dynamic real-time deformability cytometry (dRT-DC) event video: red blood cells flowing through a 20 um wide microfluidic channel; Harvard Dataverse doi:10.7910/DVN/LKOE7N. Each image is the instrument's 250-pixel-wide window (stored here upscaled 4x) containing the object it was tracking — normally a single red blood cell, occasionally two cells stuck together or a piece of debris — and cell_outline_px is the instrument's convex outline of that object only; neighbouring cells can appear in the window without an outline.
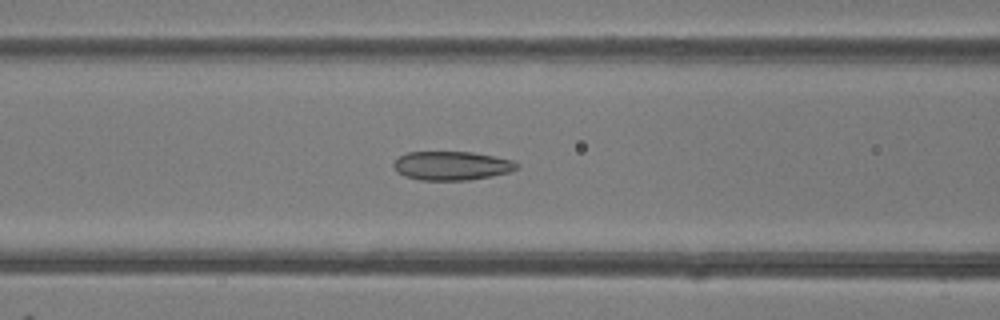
{"species": "common noctule bat (a hibernating species)", "species_latin": "Nyctalus noctula", "temperature_condition": "room temperature", "stored_images_in_passage": 44, "camera_frame_rate_fps": 3000, "um_per_image_px": 0.085, "animal": {"sex": "female"}, "frame": {"image": 1, "passage_image": 18, "time_ms": 5.667, "image_size_px": [1000, 320], "cell_outline_px": [[520, 164], [516, 168], [508, 172], [492, 176], [468, 180], [420, 180], [404, 176], [392, 164], [400, 156], [408, 152], [472, 152], [512, 160]], "centroid_in_image_um": [38.4, 14.09], "position_along_channel_um": 128.2, "area_um2": 20.46}}
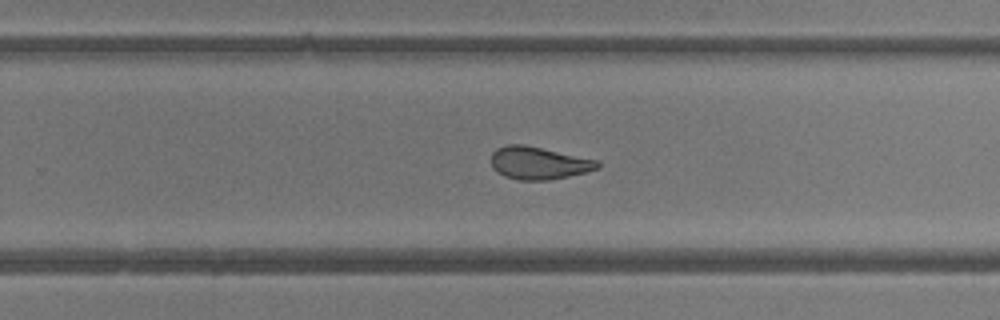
{"frame": {"image": 2, "passage_image": 29, "time_ms": 9.333, "image_size_px": [1000, 320], "cell_outline_px": [[600, 168], [568, 176], [548, 180], [520, 180], [504, 176], [496, 172], [492, 168], [492, 152], [496, 148], [508, 144], [524, 144], [596, 160], [600, 164]], "centroid_in_image_um": [45.74, 13.85], "position_along_channel_um": 284.1, "area_um2": 20.06}}
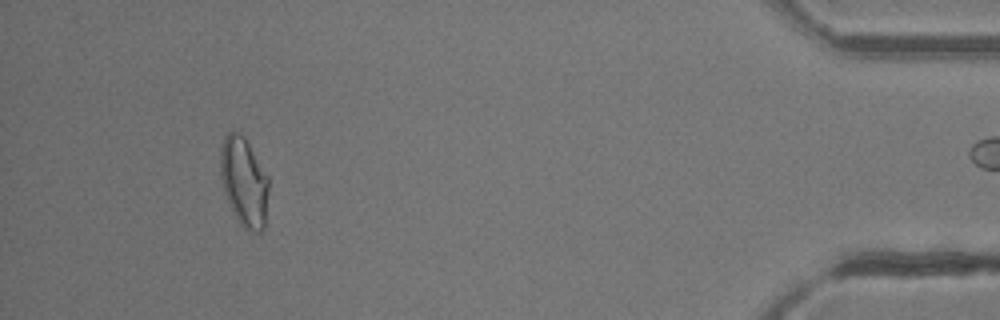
{"frame": {"image": 3, "passage_image": 43, "time_ms": 14.0, "image_size_px": [1000, 320], "cell_outline_px": [[268, 192], [264, 228], [260, 232], [248, 232], [240, 224], [224, 192], [220, 176], [220, 144], [224, 136], [228, 132], [236, 132], [244, 136], [268, 176]], "centroid_in_image_um": [20.73, 15.44], "position_along_channel_um": 414.5, "area_um2": 25.03}}